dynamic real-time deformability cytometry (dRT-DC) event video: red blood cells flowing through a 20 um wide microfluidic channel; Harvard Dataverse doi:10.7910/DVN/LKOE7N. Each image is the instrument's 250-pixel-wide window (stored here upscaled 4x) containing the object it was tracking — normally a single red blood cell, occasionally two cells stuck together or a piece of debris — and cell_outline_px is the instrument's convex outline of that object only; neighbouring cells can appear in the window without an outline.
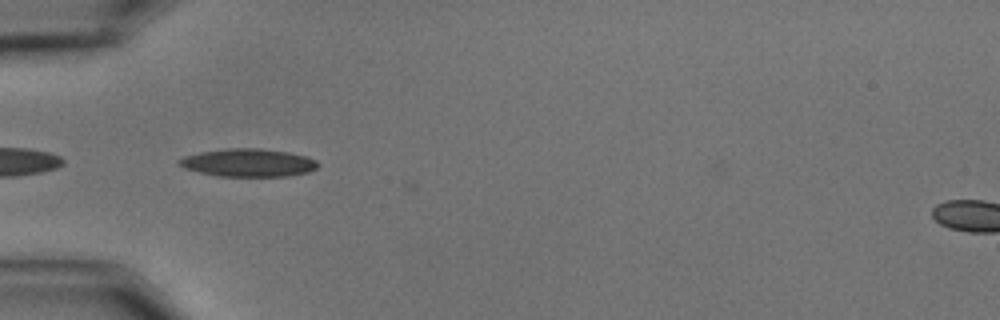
{"species": "common noctule bat (a hibernating species)", "species_latin": "Nyctalus noctula", "temperature_condition": "cold", "stored_images_in_passage": 8, "camera_frame_rate_fps": 3000, "um_per_image_px": 0.085, "animal": {"sex": "male", "body_mass_g": 15.6}, "frame": {"image": 1, "passage_image": 5, "time_ms": 1.333, "image_size_px": [1000, 320], "cell_outline_px": [[320, 164], [316, 168], [308, 172], [288, 176], [220, 176], [200, 172], [184, 168], [176, 164], [176, 160], [184, 156], [200, 152], [228, 148], [260, 148], [288, 152], [304, 156], [316, 160]], "centroid_in_image_um": [21.07, 13.83], "position_along_channel_um": 63.9, "area_um2": 22.6}}